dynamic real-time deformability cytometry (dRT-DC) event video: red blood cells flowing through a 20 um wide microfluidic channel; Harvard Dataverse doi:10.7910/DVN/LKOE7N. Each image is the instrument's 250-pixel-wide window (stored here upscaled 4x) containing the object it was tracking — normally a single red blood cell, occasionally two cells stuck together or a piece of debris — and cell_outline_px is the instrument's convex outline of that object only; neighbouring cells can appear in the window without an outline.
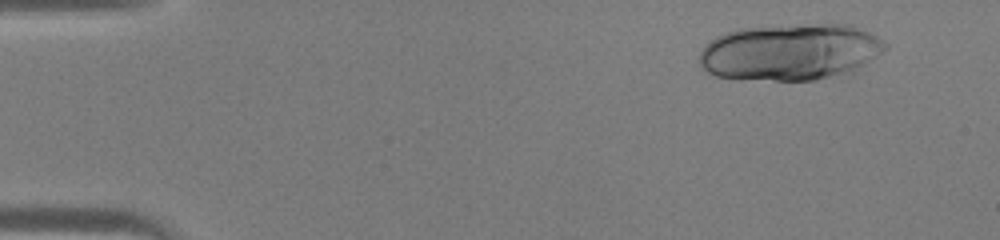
{"species": "human", "species_latin": "Homo sapiens", "temperature_condition": "warm", "stored_images_in_passage": 27, "segment_of_instrument_passage": [1, 2], "camera_frame_rate_fps": 3000, "um_per_image_px": 0.085, "donor": {"sex": "male"}, "frame": {"image": 1, "passage_image": 4, "time_ms": 1.0, "image_size_px": [1000, 240], "cell_outline_px": [[888, 48], [884, 52], [852, 68], [816, 80], [740, 80], [716, 76], [708, 72], [700, 64], [700, 52], [716, 36], [728, 32], [744, 28], [808, 24], [852, 24], [876, 36], [888, 44]], "centroid_in_image_um": [67.13, 4.41], "position_along_channel_um": 17.9, "area_um2": 60.4}}